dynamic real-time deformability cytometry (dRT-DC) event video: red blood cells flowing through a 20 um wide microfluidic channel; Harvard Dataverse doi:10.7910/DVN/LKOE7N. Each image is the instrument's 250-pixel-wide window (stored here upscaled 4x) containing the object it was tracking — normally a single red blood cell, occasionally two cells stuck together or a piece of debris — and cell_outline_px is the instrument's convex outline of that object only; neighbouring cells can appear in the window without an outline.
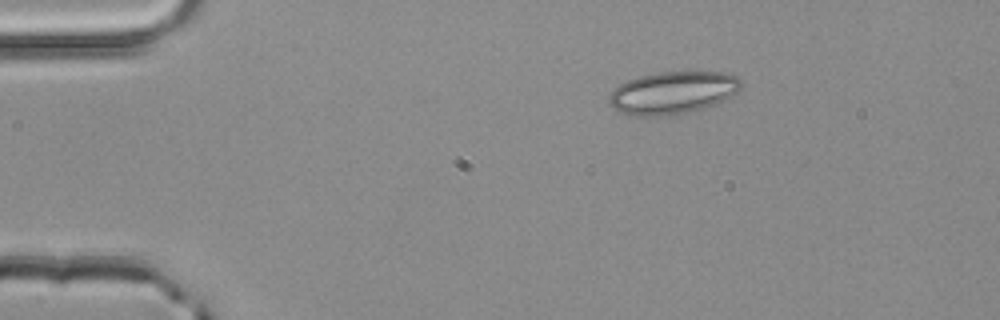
{"species": "common noctule bat (a hibernating species)", "species_latin": "Nyctalus noctula", "temperature_condition": "room temperature", "stored_images_in_passage": 2, "camera_frame_rate_fps": 3000, "um_per_image_px": 0.085, "animal": {"sex": "male", "body_mass_g": 20.4}, "frame": {"image": 1, "passage_image": 1, "time_ms": 0.0, "image_size_px": [1000, 320], "cell_outline_px": [[744, 84], [736, 92], [716, 104], [708, 108], [664, 116], [628, 116], [620, 112], [608, 104], [608, 96], [620, 84], [628, 80], [640, 76], [660, 72], [720, 72], [736, 76], [744, 80]], "centroid_in_image_um": [57.18, 7.89], "position_along_channel_um": 27.8, "area_um2": 32.83}}